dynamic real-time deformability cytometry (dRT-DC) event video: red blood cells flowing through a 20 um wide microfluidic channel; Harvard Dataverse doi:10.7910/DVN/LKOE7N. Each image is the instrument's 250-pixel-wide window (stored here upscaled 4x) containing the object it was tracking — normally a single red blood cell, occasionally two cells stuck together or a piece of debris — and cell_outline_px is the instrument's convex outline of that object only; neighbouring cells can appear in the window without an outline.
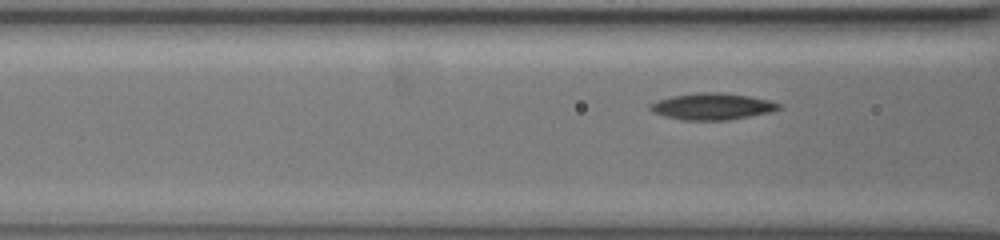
{"species": "common noctule bat (a hibernating species)", "species_latin": "Nyctalus noctula", "temperature_condition": "warm", "stored_images_in_passage": 8, "camera_frame_rate_fps": 3000, "um_per_image_px": 0.085, "animal": {"sex": "female", "body_mass_g": 19.5, "forearm_length_mm": 54.1}, "frame": {"image": 1, "passage_image": 6, "time_ms": 1.667, "image_size_px": [1000, 240], "cell_outline_px": [[780, 108], [768, 112], [728, 120], [680, 120], [664, 116], [652, 112], [648, 108], [648, 104], [672, 96], [700, 92], [716, 92], [748, 96], [768, 100], [780, 104]], "centroid_in_image_um": [60.46, 9.05], "position_along_channel_um": 106.1, "area_um2": 19.65}}